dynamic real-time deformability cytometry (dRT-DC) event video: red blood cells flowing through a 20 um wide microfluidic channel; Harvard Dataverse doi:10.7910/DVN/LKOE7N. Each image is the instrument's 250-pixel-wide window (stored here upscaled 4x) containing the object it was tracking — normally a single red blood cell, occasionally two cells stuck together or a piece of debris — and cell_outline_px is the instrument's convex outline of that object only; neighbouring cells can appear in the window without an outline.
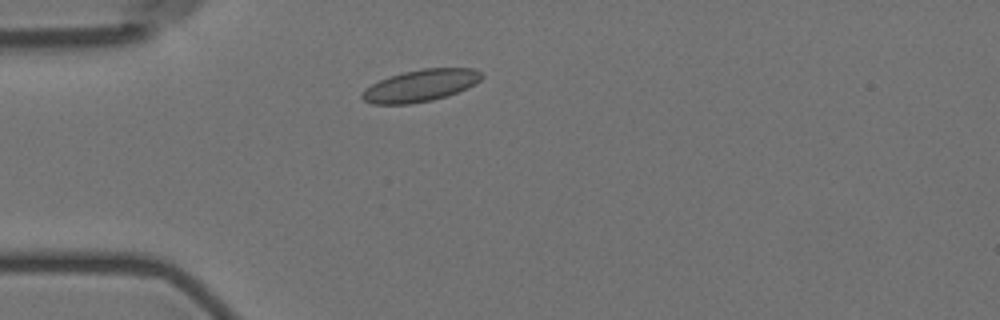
{"species": "Egyptian fruit bat (a non-hibernating species)", "species_latin": "Rousettus aegyptiacus", "temperature_condition": "room temperature", "stored_images_in_passage": 6, "camera_frame_rate_fps": 3000, "um_per_image_px": 0.085, "animal": {"sex": "female"}, "frame": {"image": 1, "passage_image": 3, "time_ms": 2.0, "image_size_px": [1000, 320], "cell_outline_px": [[484, 76], [476, 84], [468, 88], [432, 100], [408, 104], [372, 104], [364, 100], [360, 96], [360, 92], [364, 88], [388, 76], [404, 72], [424, 68], [476, 68]], "centroid_in_image_um": [35.73, 7.27], "position_along_channel_um": 49.3, "area_um2": 22.31}}
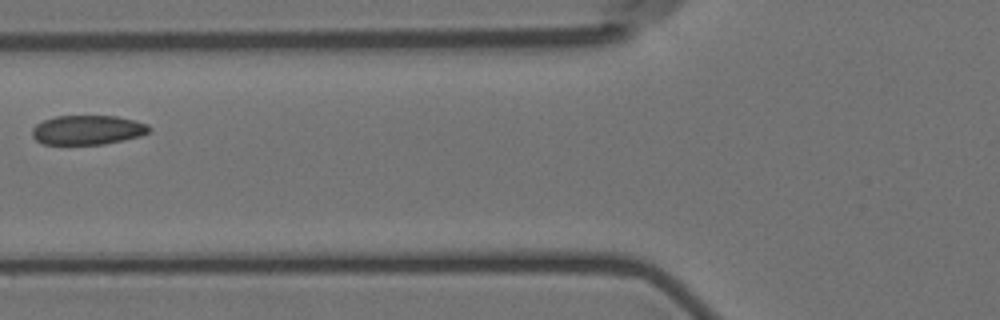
{"frame": {"image": 2, "passage_image": 5, "time_ms": 4.333, "image_size_px": [1000, 320], "cell_outline_px": [[152, 128], [148, 132], [140, 136], [124, 140], [104, 144], [44, 144], [36, 140], [32, 136], [32, 128], [36, 124], [44, 120], [56, 116], [116, 116], [148, 124]], "centroid_in_image_um": [7.44, 11.05], "position_along_channel_um": 118.4, "area_um2": 20.0}}
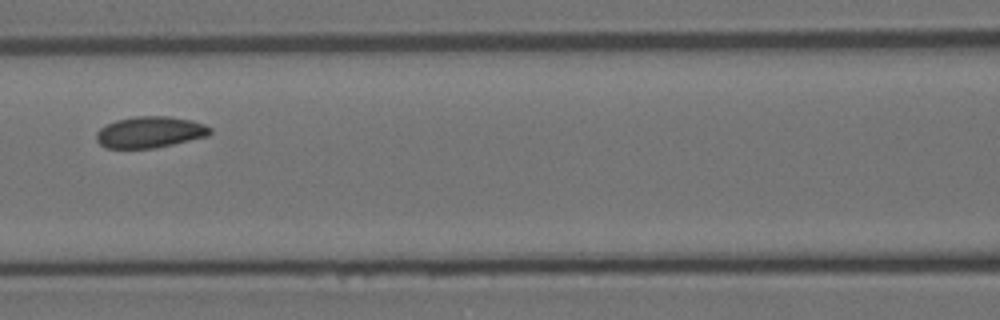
{"frame": {"image": 3, "passage_image": 6, "time_ms": 5.333, "image_size_px": [1000, 320], "cell_outline_px": [[212, 132], [208, 136], [156, 148], [104, 148], [96, 140], [96, 132], [100, 128], [116, 120], [136, 116], [168, 116], [192, 120], [204, 124], [212, 128]], "centroid_in_image_um": [12.76, 11.23], "position_along_channel_um": 153.8, "area_um2": 20.87}}